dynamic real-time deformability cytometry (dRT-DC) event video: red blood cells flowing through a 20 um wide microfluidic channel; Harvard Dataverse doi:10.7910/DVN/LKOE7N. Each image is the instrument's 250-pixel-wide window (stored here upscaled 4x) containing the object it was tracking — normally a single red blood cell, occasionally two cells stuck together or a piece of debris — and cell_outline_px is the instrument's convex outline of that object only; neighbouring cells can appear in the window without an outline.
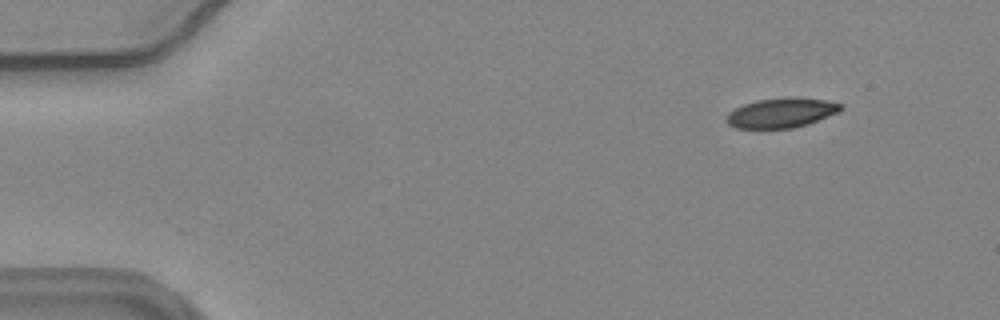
{"species": "common noctule bat (a hibernating species)", "species_latin": "Nyctalus noctula", "temperature_condition": "warm", "stored_images_in_passage": 53, "camera_frame_rate_fps": 3000, "um_per_image_px": 0.085, "animal": {"sex": "female", "body_mass_g": 24.6, "forearm_length_mm": 56.2}, "frame": {"image": 1, "passage_image": 3, "time_ms": 0.667, "image_size_px": [1000, 320], "cell_outline_px": [[844, 108], [836, 112], [808, 124], [792, 128], [736, 128], [728, 124], [728, 112], [744, 104], [756, 100], [788, 96], [792, 96], [828, 100], [844, 104]], "centroid_in_image_um": [66.45, 9.56], "position_along_channel_um": 18.6, "area_um2": 19.83}}
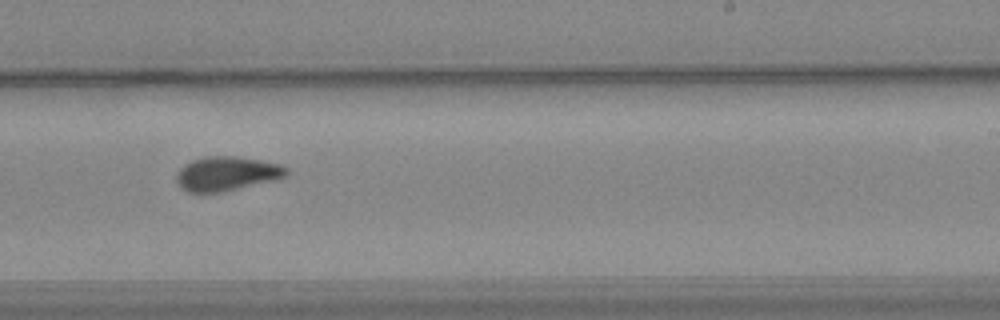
{"frame": {"image": 2, "passage_image": 32, "time_ms": 10.333, "image_size_px": [1000, 320], "cell_outline_px": [[288, 176], [280, 180], [224, 192], [188, 192], [180, 188], [176, 180], [176, 172], [184, 164], [192, 160], [204, 156], [236, 156], [260, 160], [280, 164], [288, 168]], "centroid_in_image_um": [19.31, 14.77], "position_along_channel_um": 269.7, "area_um2": 22.54}}
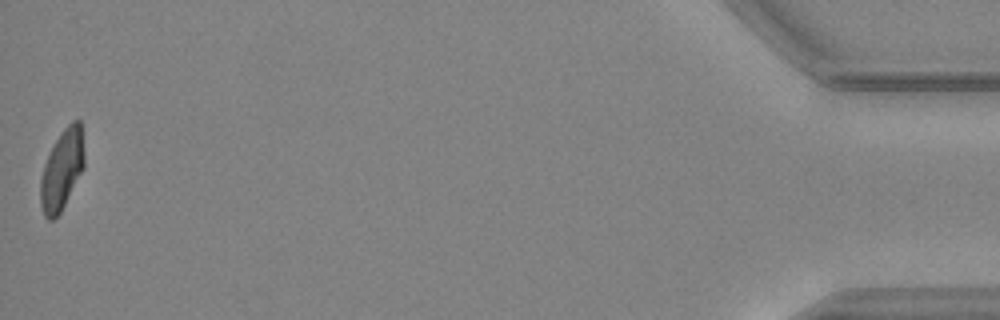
{"frame": {"image": 3, "passage_image": 53, "time_ms": 17.333, "image_size_px": [1000, 320], "cell_outline_px": [[84, 168], [60, 212], [52, 220], [48, 220], [44, 216], [40, 204], [40, 180], [44, 164], [60, 132], [72, 120], [80, 120], [84, 152]], "centroid_in_image_um": [5.26, 14.43], "position_along_channel_um": 429.9, "area_um2": 20.29}, "authors_computed_cell_mechanics": {"area_um2": 21.5594, "velocity_mm_per_s": 3.673, "shape_relaxation_time_tau1_ms": 9.1202, "shape_relaxation_time_tau2_ms": 2.6008, "deformation_change_tau1": 0.2096, "deformation_change_tau2": 0.0742}}